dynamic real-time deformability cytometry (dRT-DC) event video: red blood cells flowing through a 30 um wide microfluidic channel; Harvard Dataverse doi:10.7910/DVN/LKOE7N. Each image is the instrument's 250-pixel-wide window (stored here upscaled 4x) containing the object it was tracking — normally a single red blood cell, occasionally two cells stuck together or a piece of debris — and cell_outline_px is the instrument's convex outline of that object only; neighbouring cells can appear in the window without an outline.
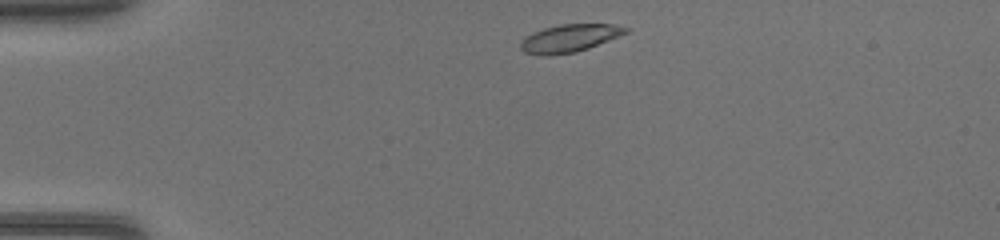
{"species": "common noctule bat (a hibernating species)", "species_latin": "Nyctalus noctula", "temperature_condition": "warm", "stored_images_in_passage": 37, "camera_frame_rate_fps": 3000, "um_per_image_px": 0.085, "animal": {"sex": "female", "body_mass_g": 17.0, "forearm_length_mm": 48.0}, "frame": {"image": 1, "passage_image": 1, "time_ms": 0.0, "image_size_px": [1000, 240], "cell_outline_px": [[628, 32], [588, 48], [576, 52], [548, 56], [540, 56], [524, 52], [520, 48], [520, 40], [524, 36], [532, 32], [544, 28], [560, 24], [616, 24], [628, 28]], "centroid_in_image_um": [48.34, 3.25], "position_along_channel_um": 36.7, "area_um2": 17.11}}
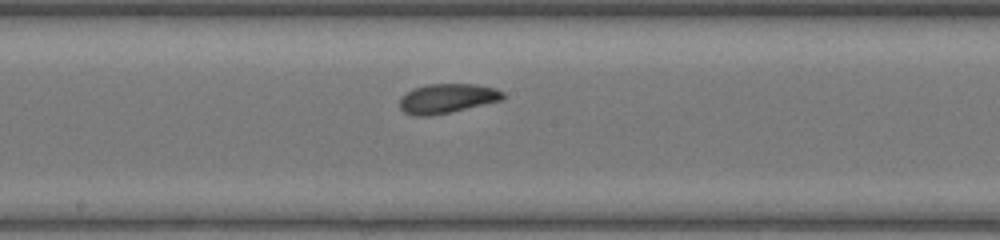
{"frame": {"image": 2, "passage_image": 16, "time_ms": 5.0, "image_size_px": [1000, 240], "cell_outline_px": [[504, 100], [448, 112], [428, 116], [412, 116], [404, 112], [400, 108], [400, 96], [412, 88], [428, 84], [476, 84], [496, 88], [504, 92]], "centroid_in_image_um": [37.99, 8.36], "position_along_channel_um": 210.2, "area_um2": 17.86}}
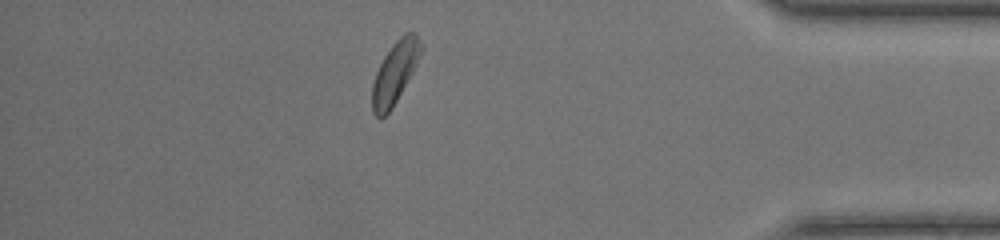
{"frame": {"image": 3, "passage_image": 31, "time_ms": 10.0, "image_size_px": [1000, 240], "cell_outline_px": [[424, 48], [412, 72], [392, 108], [380, 120], [372, 112], [372, 84], [376, 72], [384, 56], [392, 44], [404, 32], [416, 32]], "centroid_in_image_um": [33.57, 6.14], "position_along_channel_um": 401.6, "area_um2": 17.57}}